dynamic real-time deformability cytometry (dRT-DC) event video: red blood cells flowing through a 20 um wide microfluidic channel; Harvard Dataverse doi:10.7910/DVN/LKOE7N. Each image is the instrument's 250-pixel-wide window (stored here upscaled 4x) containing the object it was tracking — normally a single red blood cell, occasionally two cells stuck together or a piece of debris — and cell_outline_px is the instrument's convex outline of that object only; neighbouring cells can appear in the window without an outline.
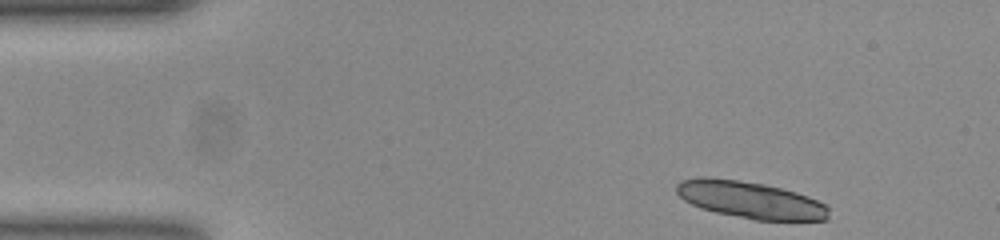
{"species": "common noctule bat (a hibernating species)", "species_latin": "Nyctalus noctula", "temperature_condition": "room temperature", "stored_images_in_passage": 28, "camera_frame_rate_fps": 3000, "um_per_image_px": 0.085, "animal": {"sex": "female", "body_mass_g": 23.0, "forearm_length_mm": 53.4}, "frame": {"image": 1, "passage_image": 1, "time_ms": 0.0, "image_size_px": [1000, 240], "cell_outline_px": [[828, 220], [752, 220], [716, 212], [700, 208], [684, 200], [676, 192], [676, 184], [680, 180], [700, 176], [708, 176], [764, 184], [796, 192], [808, 196], [824, 204], [828, 208]], "centroid_in_image_um": [63.73, 16.98], "position_along_channel_um": 21.3, "area_um2": 32.83}}
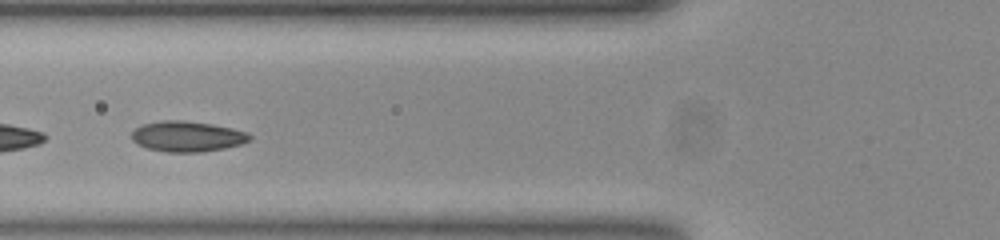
{"frame": {"image": 2, "passage_image": 15, "time_ms": 4.667, "image_size_px": [1000, 240], "cell_outline_px": [[252, 140], [240, 144], [224, 148], [200, 152], [168, 152], [148, 148], [136, 144], [132, 140], [132, 132], [136, 128], [144, 124], [160, 120], [184, 120], [212, 124], [232, 128], [248, 132], [252, 136]], "centroid_in_image_um": [15.93, 11.59], "position_along_channel_um": 109.9, "area_um2": 21.04}}
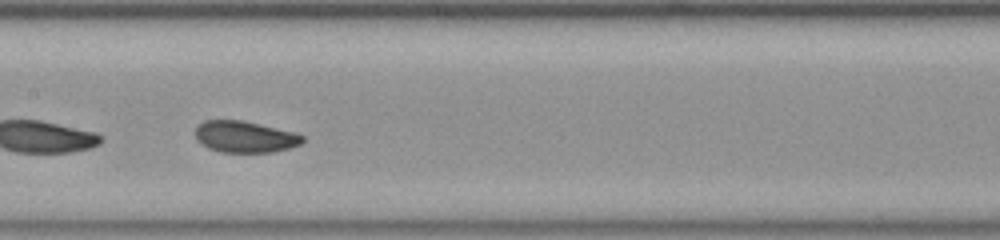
{"frame": {"image": 3, "passage_image": 21, "time_ms": 6.667, "image_size_px": [1000, 240], "cell_outline_px": [[304, 140], [300, 144], [288, 148], [272, 152], [220, 152], [208, 148], [200, 144], [196, 140], [196, 124], [204, 120], [240, 120], [260, 124], [296, 132], [304, 136]], "centroid_in_image_um": [20.79, 11.62], "position_along_channel_um": 186.6, "area_um2": 19.83}}